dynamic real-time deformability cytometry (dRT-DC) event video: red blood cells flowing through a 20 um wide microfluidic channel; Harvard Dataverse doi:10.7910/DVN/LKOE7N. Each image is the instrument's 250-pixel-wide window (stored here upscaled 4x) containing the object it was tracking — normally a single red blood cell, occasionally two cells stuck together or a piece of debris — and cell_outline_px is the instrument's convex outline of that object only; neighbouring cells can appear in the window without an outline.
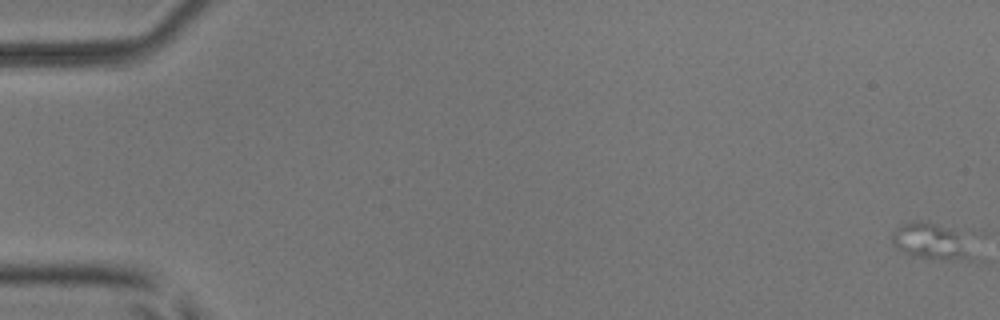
{"species": "common noctule bat (a hibernating species)", "species_latin": "Nyctalus noctula", "temperature_condition": "room temperature", "stored_images_in_passage": 14, "camera_frame_rate_fps": 3000, "um_per_image_px": 0.085, "animal": {"sex": "male", "body_mass_g": 17.9, "forearm_length_mm": 54.2}, "frame": {"image": 1, "passage_image": 1, "time_ms": 0.0, "image_size_px": [1000, 320], "cell_outline_px": [[972, 260], [948, 260], [912, 256], [896, 248], [892, 244], [892, 232], [896, 228], [904, 224], [936, 224], [956, 232], [972, 256]], "centroid_in_image_um": [79.06, 20.59], "position_along_channel_um": 5.9, "area_um2": 15.78}}
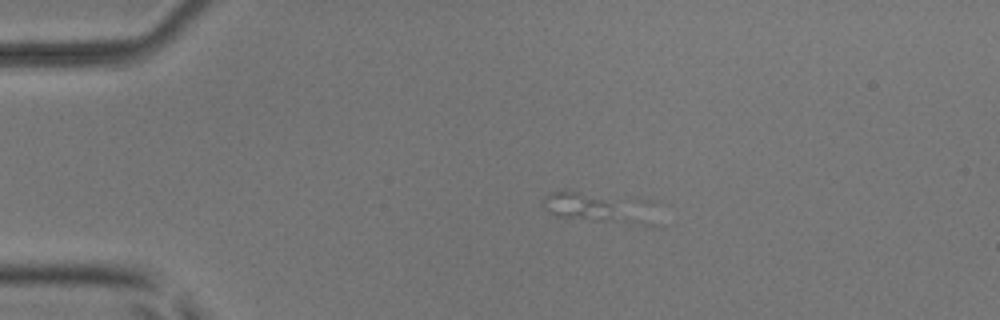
{"frame": {"image": 2, "passage_image": 13, "time_ms": 4.0, "image_size_px": [1000, 320], "cell_outline_px": [[608, 216], [604, 220], [596, 220], [560, 216], [544, 208], [544, 200], [548, 192], [564, 188], [580, 192], [604, 200], [608, 204]], "centroid_in_image_um": [48.95, 17.42], "position_along_channel_um": 36.0, "area_um2": 10.81}}